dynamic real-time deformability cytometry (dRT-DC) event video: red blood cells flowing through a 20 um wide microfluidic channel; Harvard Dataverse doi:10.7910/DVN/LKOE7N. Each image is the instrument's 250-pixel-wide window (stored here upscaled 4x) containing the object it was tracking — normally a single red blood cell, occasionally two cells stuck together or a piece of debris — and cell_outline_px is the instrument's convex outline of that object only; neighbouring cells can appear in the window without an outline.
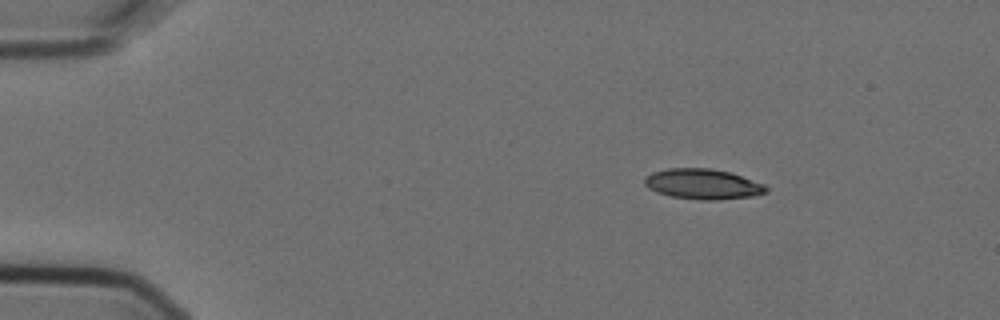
{"species": "Egyptian fruit bat (a non-hibernating species)", "species_latin": "Rousettus aegyptiacus", "temperature_condition": "cold", "stored_images_in_passage": 3, "camera_frame_rate_fps": 3000, "um_per_image_px": 0.085, "animal": {"sex": "female"}, "frame": {"image": 1, "passage_image": 1, "time_ms": 0.0, "image_size_px": [1000, 320], "cell_outline_px": [[768, 192], [756, 196], [720, 200], [700, 200], [668, 196], [656, 192], [648, 188], [644, 184], [644, 176], [652, 172], [668, 168], [712, 168], [732, 172], [764, 184], [768, 188]], "centroid_in_image_um": [59.75, 15.65], "position_along_channel_um": 25.3, "area_um2": 21.96}}